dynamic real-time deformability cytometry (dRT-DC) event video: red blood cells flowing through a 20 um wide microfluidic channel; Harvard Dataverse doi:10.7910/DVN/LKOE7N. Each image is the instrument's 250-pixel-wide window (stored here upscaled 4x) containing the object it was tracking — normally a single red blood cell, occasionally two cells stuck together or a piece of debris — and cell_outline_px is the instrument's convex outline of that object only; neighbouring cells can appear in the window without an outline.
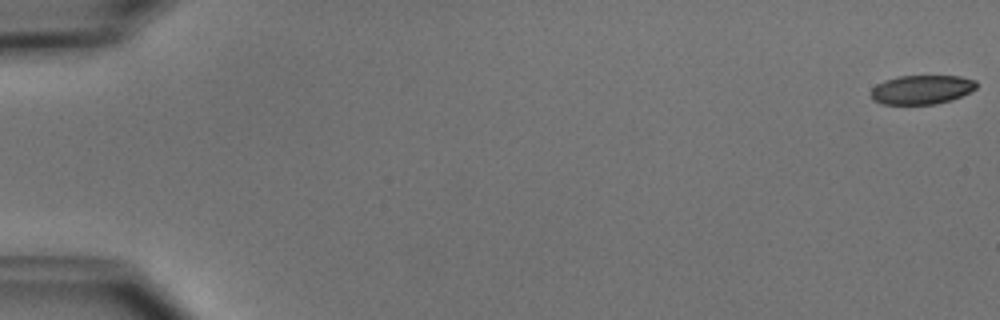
{"species": "common noctule bat (a hibernating species)", "species_latin": "Nyctalus noctula", "temperature_condition": "cold", "stored_images_in_passage": 9, "camera_frame_rate_fps": 3000, "um_per_image_px": 0.085, "animal": {"sex": "male", "body_mass_g": 15.6}, "frame": {"image": 1, "passage_image": 1, "time_ms": 0.0, "image_size_px": [1000, 320], "cell_outline_px": [[976, 88], [952, 100], [936, 104], [880, 104], [872, 100], [872, 88], [876, 84], [884, 80], [896, 76], [960, 76], [976, 80]], "centroid_in_image_um": [78.31, 7.61], "position_along_channel_um": 6.7, "area_um2": 17.92}}
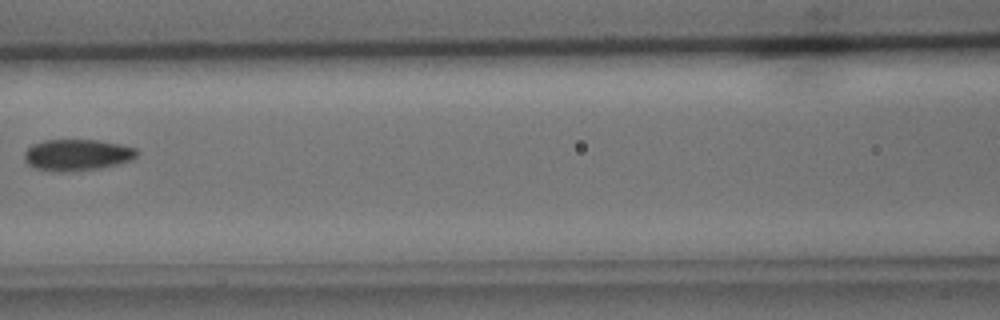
{"frame": {"image": 2, "passage_image": 8, "time_ms": 8.0, "image_size_px": [1000, 320], "cell_outline_px": [[140, 152], [132, 160], [120, 164], [100, 168], [64, 172], [60, 172], [36, 168], [28, 164], [24, 160], [24, 152], [32, 144], [44, 140], [96, 140], [120, 144], [136, 148]], "centroid_in_image_um": [6.58, 13.17], "position_along_channel_um": 160.0, "area_um2": 20.69}}
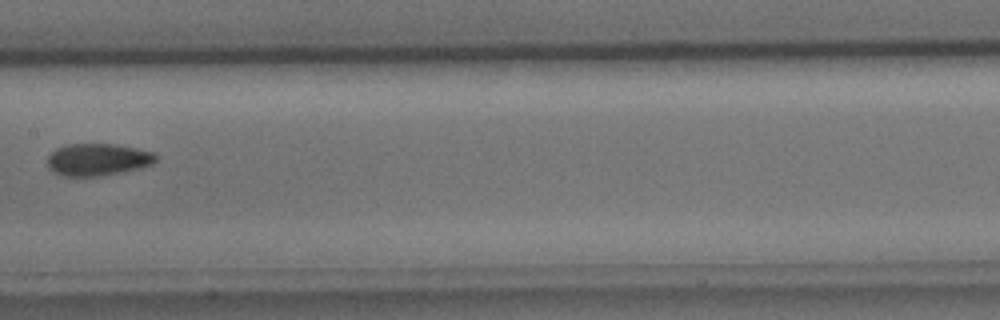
{"frame": {"image": 3, "passage_image": 9, "time_ms": 9.0, "image_size_px": [1000, 320], "cell_outline_px": [[156, 160], [152, 164], [140, 168], [100, 176], [64, 176], [52, 172], [48, 168], [48, 156], [56, 148], [68, 144], [116, 144], [156, 152]], "centroid_in_image_um": [8.31, 13.56], "position_along_channel_um": 199.1, "area_um2": 20.4}}